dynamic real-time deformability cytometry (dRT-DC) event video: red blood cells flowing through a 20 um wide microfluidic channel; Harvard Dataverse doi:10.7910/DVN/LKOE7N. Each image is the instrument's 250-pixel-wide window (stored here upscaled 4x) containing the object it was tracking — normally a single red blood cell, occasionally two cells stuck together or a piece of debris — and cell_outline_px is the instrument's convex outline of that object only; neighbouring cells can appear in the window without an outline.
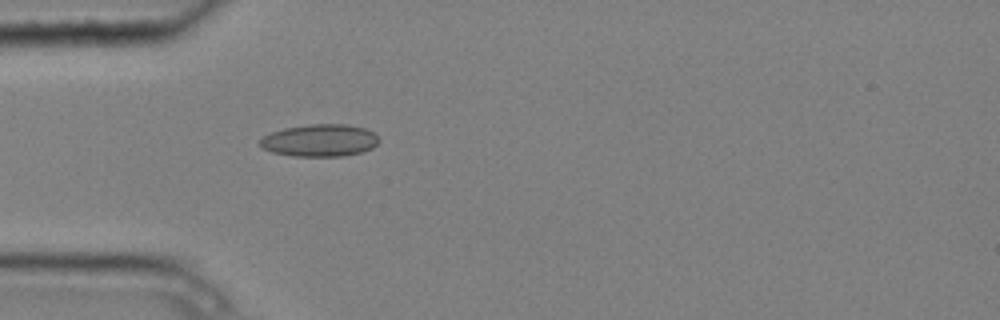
{"species": "common noctule bat (a hibernating species)", "species_latin": "Nyctalus noctula", "temperature_condition": "cold", "stored_images_in_passage": 2, "camera_frame_rate_fps": 3000, "um_per_image_px": 0.085, "animal": {"sex": "male", "body_mass_g": 20.4}, "frame": {"image": 1, "passage_image": 2, "time_ms": 0.333, "image_size_px": [1000, 320], "cell_outline_px": [[380, 140], [372, 148], [360, 152], [344, 156], [292, 156], [272, 152], [264, 148], [260, 144], [260, 140], [264, 136], [272, 132], [284, 128], [312, 124], [348, 124], [364, 128], [372, 132]], "centroid_in_image_um": [27.19, 11.93], "position_along_channel_um": 57.8, "area_um2": 22.2}}